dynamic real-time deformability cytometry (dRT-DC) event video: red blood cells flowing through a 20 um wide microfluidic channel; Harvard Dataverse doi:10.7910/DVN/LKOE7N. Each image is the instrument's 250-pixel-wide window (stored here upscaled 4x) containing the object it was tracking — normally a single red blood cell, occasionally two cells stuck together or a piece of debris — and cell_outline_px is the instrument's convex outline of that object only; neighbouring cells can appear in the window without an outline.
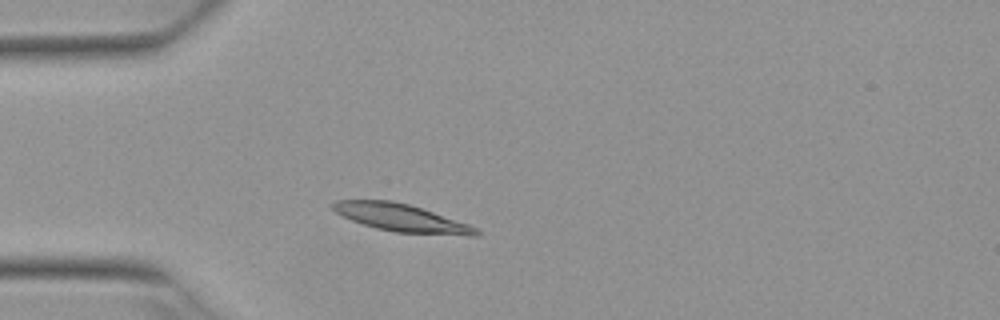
{"species": "Egyptian fruit bat (a non-hibernating species)", "species_latin": "Rousettus aegyptiacus", "temperature_condition": "warm", "stored_images_in_passage": 3, "camera_frame_rate_fps": 3000, "um_per_image_px": 0.085, "animal": {"sex": "female"}, "frame": {"image": 1, "passage_image": 3, "time_ms": 0.667, "image_size_px": [1000, 320], "cell_outline_px": [[480, 232], [476, 236], [468, 236], [396, 232], [376, 228], [352, 220], [336, 212], [332, 208], [332, 204], [336, 200], [392, 200], [408, 204], [468, 224], [476, 228]], "centroid_in_image_um": [34.11, 18.52], "position_along_channel_um": 50.9, "area_um2": 22.66}}